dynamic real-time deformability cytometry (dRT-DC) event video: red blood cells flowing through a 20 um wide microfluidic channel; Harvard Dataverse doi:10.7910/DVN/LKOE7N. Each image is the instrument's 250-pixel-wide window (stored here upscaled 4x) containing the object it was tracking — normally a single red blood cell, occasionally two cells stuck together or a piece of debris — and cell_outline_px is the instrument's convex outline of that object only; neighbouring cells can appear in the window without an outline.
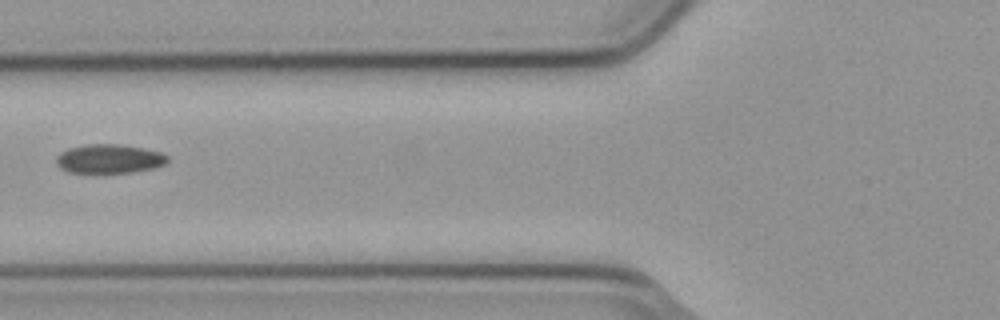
{"species": "common noctule bat (a hibernating species)", "species_latin": "Nyctalus noctula", "temperature_condition": "cold", "stored_images_in_passage": 2, "camera_frame_rate_fps": 3000, "um_per_image_px": 0.085, "animal": {"sex": "male", "body_mass_g": 23.1, "forearm_length_mm": 52.7}, "frame": {"image": 1, "passage_image": 2, "time_ms": 0.333, "image_size_px": [1000, 320], "cell_outline_px": [[168, 160], [164, 164], [152, 168], [132, 172], [68, 172], [60, 168], [56, 164], [56, 156], [60, 152], [68, 148], [88, 144], [116, 144], [144, 148], [160, 152], [168, 156]], "centroid_in_image_um": [9.25, 13.49], "position_along_channel_um": 116.5, "area_um2": 18.67}}